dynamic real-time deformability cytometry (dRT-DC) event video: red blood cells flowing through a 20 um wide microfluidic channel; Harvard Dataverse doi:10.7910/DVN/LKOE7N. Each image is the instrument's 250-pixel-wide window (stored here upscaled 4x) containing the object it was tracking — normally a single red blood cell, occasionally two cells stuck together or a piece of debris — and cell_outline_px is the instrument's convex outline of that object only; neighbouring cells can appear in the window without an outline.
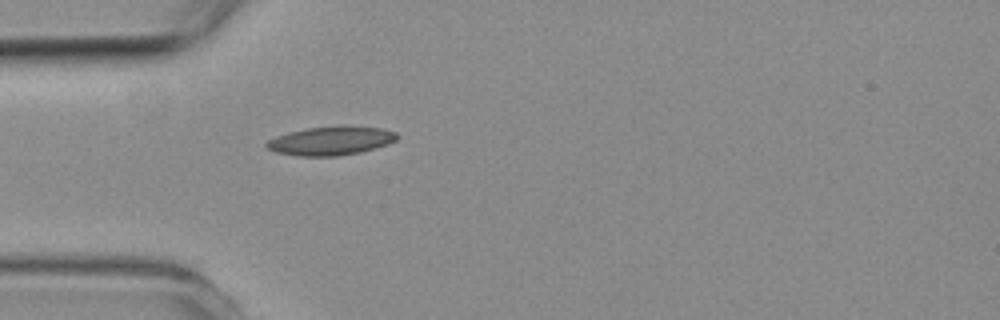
{"species": "common noctule bat (a hibernating species)", "species_latin": "Nyctalus noctula", "temperature_condition": "room temperature", "stored_images_in_passage": 1, "camera_frame_rate_fps": 3000, "um_per_image_px": 0.085, "animal": {"sex": "female", "body_mass_g": 19.3, "forearm_length_mm": 54.1}, "frame": {"image": 1, "passage_image": 1, "time_ms": 0.0, "image_size_px": [1000, 320], "cell_outline_px": [[396, 140], [388, 144], [360, 152], [336, 156], [296, 156], [276, 152], [268, 148], [264, 144], [268, 140], [292, 132], [308, 128], [380, 128], [396, 132]], "centroid_in_image_um": [28.1, 12.01], "position_along_channel_um": 56.9, "area_um2": 20.75}}